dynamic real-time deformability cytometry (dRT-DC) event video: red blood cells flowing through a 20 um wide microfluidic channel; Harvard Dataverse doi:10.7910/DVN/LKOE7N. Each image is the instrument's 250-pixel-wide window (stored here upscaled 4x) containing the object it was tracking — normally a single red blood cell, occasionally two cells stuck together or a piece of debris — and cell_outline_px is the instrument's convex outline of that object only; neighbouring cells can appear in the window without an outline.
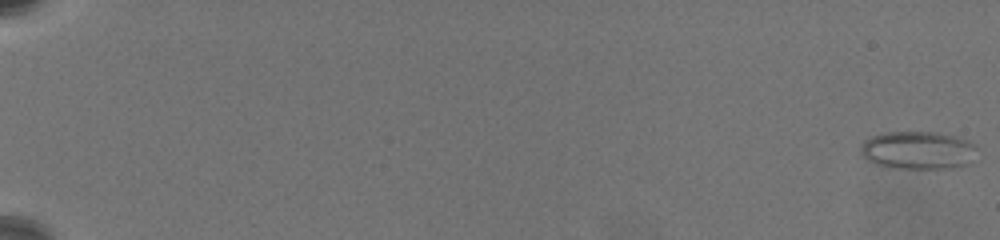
{"species": "common noctule bat (a hibernating species)", "species_latin": "Nyctalus noctula", "temperature_condition": "warm", "stored_images_in_passage": 64, "camera_frame_rate_fps": 3000, "um_per_image_px": 0.085, "animal": {"sex": "female", "body_mass_g": 19.5, "forearm_length_mm": 54.1}, "frame": {"image": 1, "passage_image": 1, "time_ms": 0.0, "image_size_px": [1000, 240], "cell_outline_px": [[976, 148], [968, 164], [940, 168], [892, 168], [876, 164], [860, 156], [860, 148], [864, 140], [872, 136], [888, 132], [936, 132], [956, 136], [968, 140], [976, 144]], "centroid_in_image_um": [77.98, 12.76], "position_along_channel_um": 7.0, "area_um2": 25.61}}
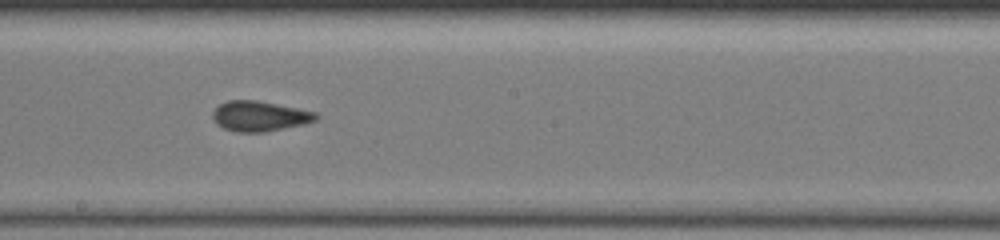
{"frame": {"image": 2, "passage_image": 40, "time_ms": 13.0, "image_size_px": [1000, 240], "cell_outline_px": [[320, 116], [316, 120], [304, 124], [264, 132], [236, 132], [224, 128], [216, 124], [212, 120], [212, 112], [220, 104], [228, 100], [256, 100], [316, 112]], "centroid_in_image_um": [22.04, 9.88], "position_along_channel_um": 226.2, "area_um2": 18.15}}
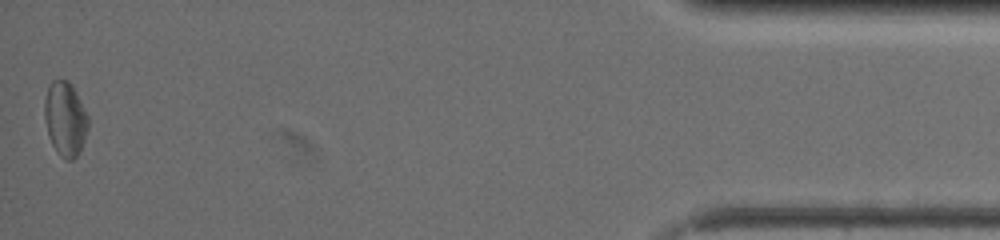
{"frame": {"image": 3, "passage_image": 64, "time_ms": 21.0, "image_size_px": [1000, 240], "cell_outline_px": [[88, 128], [80, 152], [72, 160], [64, 160], [56, 152], [48, 136], [44, 116], [44, 100], [48, 88], [52, 80], [68, 80], [72, 84], [88, 116]], "centroid_in_image_um": [5.54, 10.12], "position_along_channel_um": 429.7, "area_um2": 19.02}, "authors_computed_cell_mechanics": {"area_um2": 18.207, "velocity_mm_per_s": 3.4818, "shape_relaxation_time_tau1_ms": null, "shape_relaxation_time_tau2_ms": 2.2272, "deformation_change_tau1": null, "deformation_change_tau2": 0.0981}}